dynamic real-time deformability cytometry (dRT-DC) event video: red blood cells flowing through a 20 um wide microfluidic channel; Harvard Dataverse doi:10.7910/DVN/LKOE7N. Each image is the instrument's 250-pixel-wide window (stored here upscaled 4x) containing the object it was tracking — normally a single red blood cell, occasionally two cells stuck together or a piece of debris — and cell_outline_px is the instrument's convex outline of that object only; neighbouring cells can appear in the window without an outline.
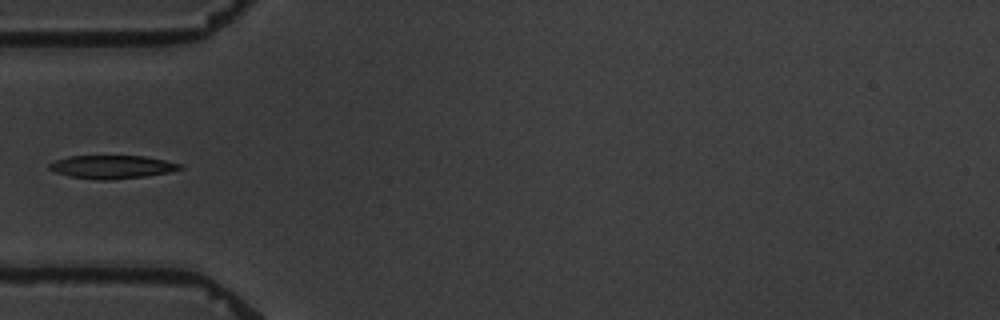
{"species": "common noctule bat (a hibernating species)", "species_latin": "Nyctalus noctula", "temperature_condition": "warm", "stored_images_in_passage": 14, "camera_frame_rate_fps": 3000, "um_per_image_px": 0.085, "animal": {"sex": "male", "body_mass_g": 19.5, "forearm_length_mm": 54.6}, "frame": {"image": 1, "passage_image": 4, "time_ms": 5.333, "image_size_px": [1000, 320], "cell_outline_px": [[184, 168], [168, 172], [144, 176], [112, 180], [96, 180], [68, 176], [56, 172], [48, 168], [48, 164], [56, 160], [68, 156], [144, 156], [184, 164]], "centroid_in_image_um": [9.52, 14.19], "position_along_channel_um": 75.5, "area_um2": 17.74}}
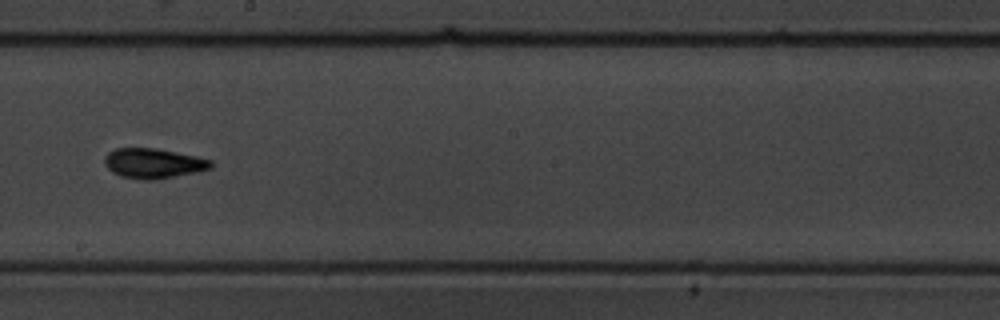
{"frame": {"image": 2, "passage_image": 8, "time_ms": 10.0, "image_size_px": [1000, 320], "cell_outline_px": [[212, 168], [196, 172], [156, 180], [144, 180], [120, 176], [112, 172], [104, 164], [104, 156], [108, 152], [116, 148], [156, 148], [196, 156], [212, 160]], "centroid_in_image_um": [13.02, 13.88], "position_along_channel_um": 235.2, "area_um2": 18.67}}
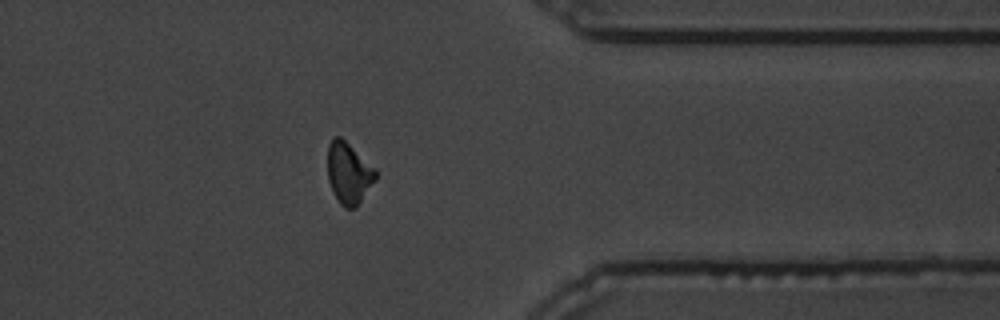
{"frame": {"image": 3, "passage_image": 12, "time_ms": 14.667, "image_size_px": [1000, 320], "cell_outline_px": [[376, 180], [356, 208], [344, 208], [340, 204], [328, 180], [328, 144], [336, 136], [340, 136], [376, 168]], "centroid_in_image_um": [29.66, 14.72], "position_along_channel_um": 381.7, "area_um2": 17.11}, "authors_computed_cell_mechanics": {"area_um2": 17.1088, "velocity_mm_per_s": 3.4216, "shape_relaxation_time_tau1_ms": 3.6223, "shape_relaxation_time_tau2_ms": 5.3414, "deformation_change_tau1": 0.1564, "deformation_change_tau2": 0.0913}}